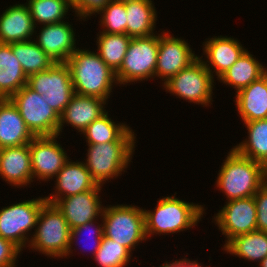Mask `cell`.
<instances>
[{"label":"cell","instance_id":"1","mask_svg":"<svg viewBox=\"0 0 267 267\" xmlns=\"http://www.w3.org/2000/svg\"><path fill=\"white\" fill-rule=\"evenodd\" d=\"M66 64L76 94L108 101L112 89L119 86L116 73L101 59L96 50L78 47Z\"/></svg>","mask_w":267,"mask_h":267},{"label":"cell","instance_id":"2","mask_svg":"<svg viewBox=\"0 0 267 267\" xmlns=\"http://www.w3.org/2000/svg\"><path fill=\"white\" fill-rule=\"evenodd\" d=\"M155 209H143L147 239L154 235H173L187 231L204 218L205 207L172 194L158 199ZM204 214V215H203Z\"/></svg>","mask_w":267,"mask_h":267},{"label":"cell","instance_id":"3","mask_svg":"<svg viewBox=\"0 0 267 267\" xmlns=\"http://www.w3.org/2000/svg\"><path fill=\"white\" fill-rule=\"evenodd\" d=\"M215 181L216 189L229 200L252 197L266 183L267 168L244 157L233 148L228 151Z\"/></svg>","mask_w":267,"mask_h":267},{"label":"cell","instance_id":"4","mask_svg":"<svg viewBox=\"0 0 267 267\" xmlns=\"http://www.w3.org/2000/svg\"><path fill=\"white\" fill-rule=\"evenodd\" d=\"M70 231L68 222L58 207L45 202L27 247L50 259L64 258L70 244Z\"/></svg>","mask_w":267,"mask_h":267},{"label":"cell","instance_id":"5","mask_svg":"<svg viewBox=\"0 0 267 267\" xmlns=\"http://www.w3.org/2000/svg\"><path fill=\"white\" fill-rule=\"evenodd\" d=\"M144 208L133 204L103 207L104 236L126 247L132 254L140 243L148 241L145 232Z\"/></svg>","mask_w":267,"mask_h":267},{"label":"cell","instance_id":"6","mask_svg":"<svg viewBox=\"0 0 267 267\" xmlns=\"http://www.w3.org/2000/svg\"><path fill=\"white\" fill-rule=\"evenodd\" d=\"M136 142H109L87 145L86 158L83 160L91 177L98 185H105L109 180L116 179L127 173Z\"/></svg>","mask_w":267,"mask_h":267},{"label":"cell","instance_id":"7","mask_svg":"<svg viewBox=\"0 0 267 267\" xmlns=\"http://www.w3.org/2000/svg\"><path fill=\"white\" fill-rule=\"evenodd\" d=\"M158 49L159 33L131 38L123 63L116 72L119 86L154 80Z\"/></svg>","mask_w":267,"mask_h":267},{"label":"cell","instance_id":"8","mask_svg":"<svg viewBox=\"0 0 267 267\" xmlns=\"http://www.w3.org/2000/svg\"><path fill=\"white\" fill-rule=\"evenodd\" d=\"M211 72L205 67L204 63L198 58L189 67L180 70L175 76L171 77L162 85L165 92H169L185 100L188 103L208 107L213 105V89L216 82ZM215 84V85H214Z\"/></svg>","mask_w":267,"mask_h":267},{"label":"cell","instance_id":"9","mask_svg":"<svg viewBox=\"0 0 267 267\" xmlns=\"http://www.w3.org/2000/svg\"><path fill=\"white\" fill-rule=\"evenodd\" d=\"M45 202V197L41 195L1 208L0 236L12 241L22 251L24 248L27 249L33 235L31 231L35 230L40 210Z\"/></svg>","mask_w":267,"mask_h":267},{"label":"cell","instance_id":"10","mask_svg":"<svg viewBox=\"0 0 267 267\" xmlns=\"http://www.w3.org/2000/svg\"><path fill=\"white\" fill-rule=\"evenodd\" d=\"M35 137L58 135L60 116L27 84L9 98Z\"/></svg>","mask_w":267,"mask_h":267},{"label":"cell","instance_id":"11","mask_svg":"<svg viewBox=\"0 0 267 267\" xmlns=\"http://www.w3.org/2000/svg\"><path fill=\"white\" fill-rule=\"evenodd\" d=\"M27 85L42 95L60 116L74 95L71 74L66 62H55L49 69L28 77Z\"/></svg>","mask_w":267,"mask_h":267},{"label":"cell","instance_id":"12","mask_svg":"<svg viewBox=\"0 0 267 267\" xmlns=\"http://www.w3.org/2000/svg\"><path fill=\"white\" fill-rule=\"evenodd\" d=\"M165 31L166 29L159 34V49L154 74V79H161L162 85L199 58L187 40L170 34L168 30Z\"/></svg>","mask_w":267,"mask_h":267},{"label":"cell","instance_id":"13","mask_svg":"<svg viewBox=\"0 0 267 267\" xmlns=\"http://www.w3.org/2000/svg\"><path fill=\"white\" fill-rule=\"evenodd\" d=\"M221 207L212 223L225 236V244L235 236L257 230V212L254 196L229 200Z\"/></svg>","mask_w":267,"mask_h":267},{"label":"cell","instance_id":"14","mask_svg":"<svg viewBox=\"0 0 267 267\" xmlns=\"http://www.w3.org/2000/svg\"><path fill=\"white\" fill-rule=\"evenodd\" d=\"M54 136L35 137L29 143L33 181H54L57 173L70 159L64 147Z\"/></svg>","mask_w":267,"mask_h":267},{"label":"cell","instance_id":"15","mask_svg":"<svg viewBox=\"0 0 267 267\" xmlns=\"http://www.w3.org/2000/svg\"><path fill=\"white\" fill-rule=\"evenodd\" d=\"M67 21L37 26L38 34L35 28L33 40L55 62H66L78 48L76 29Z\"/></svg>","mask_w":267,"mask_h":267},{"label":"cell","instance_id":"16","mask_svg":"<svg viewBox=\"0 0 267 267\" xmlns=\"http://www.w3.org/2000/svg\"><path fill=\"white\" fill-rule=\"evenodd\" d=\"M102 185L76 195L57 200L54 204L64 215L69 228L79 227L98 219L103 210L101 195ZM101 199V200H100Z\"/></svg>","mask_w":267,"mask_h":267},{"label":"cell","instance_id":"17","mask_svg":"<svg viewBox=\"0 0 267 267\" xmlns=\"http://www.w3.org/2000/svg\"><path fill=\"white\" fill-rule=\"evenodd\" d=\"M203 55L199 56L213 77L218 79L246 50L237 38L213 36L202 43ZM204 58V59H203Z\"/></svg>","mask_w":267,"mask_h":267},{"label":"cell","instance_id":"18","mask_svg":"<svg viewBox=\"0 0 267 267\" xmlns=\"http://www.w3.org/2000/svg\"><path fill=\"white\" fill-rule=\"evenodd\" d=\"M107 102L109 101L74 93L69 104L60 115L58 136L63 135L64 124L65 126L70 125L73 129L77 130V133L81 134L89 124L108 111L105 109L106 105H108Z\"/></svg>","mask_w":267,"mask_h":267},{"label":"cell","instance_id":"19","mask_svg":"<svg viewBox=\"0 0 267 267\" xmlns=\"http://www.w3.org/2000/svg\"><path fill=\"white\" fill-rule=\"evenodd\" d=\"M55 179L54 191L45 196L46 202L52 204L61 198L92 190L99 186L91 177L82 160L73 161L69 159L57 173Z\"/></svg>","mask_w":267,"mask_h":267},{"label":"cell","instance_id":"20","mask_svg":"<svg viewBox=\"0 0 267 267\" xmlns=\"http://www.w3.org/2000/svg\"><path fill=\"white\" fill-rule=\"evenodd\" d=\"M0 177L15 189L31 186L33 174L29 144L0 149Z\"/></svg>","mask_w":267,"mask_h":267},{"label":"cell","instance_id":"21","mask_svg":"<svg viewBox=\"0 0 267 267\" xmlns=\"http://www.w3.org/2000/svg\"><path fill=\"white\" fill-rule=\"evenodd\" d=\"M0 15V43L29 41L35 35V25L26 3H15Z\"/></svg>","mask_w":267,"mask_h":267},{"label":"cell","instance_id":"22","mask_svg":"<svg viewBox=\"0 0 267 267\" xmlns=\"http://www.w3.org/2000/svg\"><path fill=\"white\" fill-rule=\"evenodd\" d=\"M233 101L243 123L267 119V72L235 93Z\"/></svg>","mask_w":267,"mask_h":267},{"label":"cell","instance_id":"23","mask_svg":"<svg viewBox=\"0 0 267 267\" xmlns=\"http://www.w3.org/2000/svg\"><path fill=\"white\" fill-rule=\"evenodd\" d=\"M35 136L10 99H0V149L29 144Z\"/></svg>","mask_w":267,"mask_h":267},{"label":"cell","instance_id":"24","mask_svg":"<svg viewBox=\"0 0 267 267\" xmlns=\"http://www.w3.org/2000/svg\"><path fill=\"white\" fill-rule=\"evenodd\" d=\"M108 114V111L100 118L89 124L80 135H84L87 145L109 142H136V136L132 127L125 122L116 123ZM136 135V136H135Z\"/></svg>","mask_w":267,"mask_h":267},{"label":"cell","instance_id":"25","mask_svg":"<svg viewBox=\"0 0 267 267\" xmlns=\"http://www.w3.org/2000/svg\"><path fill=\"white\" fill-rule=\"evenodd\" d=\"M127 12L126 34L130 37H147L155 31L157 11L152 0H124ZM155 31V32H154Z\"/></svg>","mask_w":267,"mask_h":267},{"label":"cell","instance_id":"26","mask_svg":"<svg viewBox=\"0 0 267 267\" xmlns=\"http://www.w3.org/2000/svg\"><path fill=\"white\" fill-rule=\"evenodd\" d=\"M267 72V67L260 63L258 58L247 49L241 54L238 60L231 65L217 80L228 85L230 88L239 90L247 87Z\"/></svg>","mask_w":267,"mask_h":267},{"label":"cell","instance_id":"27","mask_svg":"<svg viewBox=\"0 0 267 267\" xmlns=\"http://www.w3.org/2000/svg\"><path fill=\"white\" fill-rule=\"evenodd\" d=\"M28 82L9 44L0 43V99H9Z\"/></svg>","mask_w":267,"mask_h":267},{"label":"cell","instance_id":"28","mask_svg":"<svg viewBox=\"0 0 267 267\" xmlns=\"http://www.w3.org/2000/svg\"><path fill=\"white\" fill-rule=\"evenodd\" d=\"M227 254L259 264L267 256V232L255 230L230 239L223 245Z\"/></svg>","mask_w":267,"mask_h":267},{"label":"cell","instance_id":"29","mask_svg":"<svg viewBox=\"0 0 267 267\" xmlns=\"http://www.w3.org/2000/svg\"><path fill=\"white\" fill-rule=\"evenodd\" d=\"M247 137L233 146L240 155L262 163L267 168V119L244 122Z\"/></svg>","mask_w":267,"mask_h":267},{"label":"cell","instance_id":"30","mask_svg":"<svg viewBox=\"0 0 267 267\" xmlns=\"http://www.w3.org/2000/svg\"><path fill=\"white\" fill-rule=\"evenodd\" d=\"M9 45L27 77L46 71L55 63L33 39L10 43Z\"/></svg>","mask_w":267,"mask_h":267},{"label":"cell","instance_id":"31","mask_svg":"<svg viewBox=\"0 0 267 267\" xmlns=\"http://www.w3.org/2000/svg\"><path fill=\"white\" fill-rule=\"evenodd\" d=\"M96 36L97 53L116 73L123 63L132 37L127 34H109L104 32H98Z\"/></svg>","mask_w":267,"mask_h":267},{"label":"cell","instance_id":"32","mask_svg":"<svg viewBox=\"0 0 267 267\" xmlns=\"http://www.w3.org/2000/svg\"><path fill=\"white\" fill-rule=\"evenodd\" d=\"M35 27L63 22L72 11L69 0H26ZM71 9V10H70Z\"/></svg>","mask_w":267,"mask_h":267},{"label":"cell","instance_id":"33","mask_svg":"<svg viewBox=\"0 0 267 267\" xmlns=\"http://www.w3.org/2000/svg\"><path fill=\"white\" fill-rule=\"evenodd\" d=\"M132 253L123 245L103 236L95 256H91L99 267H125L132 260Z\"/></svg>","mask_w":267,"mask_h":267},{"label":"cell","instance_id":"34","mask_svg":"<svg viewBox=\"0 0 267 267\" xmlns=\"http://www.w3.org/2000/svg\"><path fill=\"white\" fill-rule=\"evenodd\" d=\"M100 25L102 30L99 32L109 33V34H126V24H127V12L123 1L112 0L110 1L103 10H101Z\"/></svg>","mask_w":267,"mask_h":267},{"label":"cell","instance_id":"35","mask_svg":"<svg viewBox=\"0 0 267 267\" xmlns=\"http://www.w3.org/2000/svg\"><path fill=\"white\" fill-rule=\"evenodd\" d=\"M100 220H101L102 223L100 222ZM96 221L100 222V224L98 222H96ZM87 232H88L89 236H87L88 235V234H86ZM84 234H86V236L89 237V238H87ZM81 235H82V237L85 236L89 240L93 238L91 240V242L93 241L92 242L93 244L91 243L93 245V247L91 245V248L89 249V254H90V251H91V254L93 256H95L97 250L100 247V244H101V241L103 239V236H104L103 219H102V217L100 216L99 219H95V220L87 222V223H85V224H83V225H81L79 227L71 229V231H70V244H69V248H68V251L66 253V256L64 258H67V257L69 258V257L73 256L72 254L74 252H73L72 248H73V246L74 247L77 246L76 244H78L80 241L82 243V240L80 239ZM79 239H80V241L78 242ZM87 239H85V240L88 241ZM85 242H83L84 245H82L84 247L83 248L84 249L83 252H88L86 250H88L87 247H89V245H86ZM79 245L80 244H78V246ZM92 248H93V250H92ZM69 255H71V256H69Z\"/></svg>","mask_w":267,"mask_h":267},{"label":"cell","instance_id":"36","mask_svg":"<svg viewBox=\"0 0 267 267\" xmlns=\"http://www.w3.org/2000/svg\"><path fill=\"white\" fill-rule=\"evenodd\" d=\"M112 0H69L72 12L76 20L86 21V19L97 14Z\"/></svg>","mask_w":267,"mask_h":267},{"label":"cell","instance_id":"37","mask_svg":"<svg viewBox=\"0 0 267 267\" xmlns=\"http://www.w3.org/2000/svg\"><path fill=\"white\" fill-rule=\"evenodd\" d=\"M21 252L22 250L12 241L0 236V267H17L18 257L23 254Z\"/></svg>","mask_w":267,"mask_h":267},{"label":"cell","instance_id":"38","mask_svg":"<svg viewBox=\"0 0 267 267\" xmlns=\"http://www.w3.org/2000/svg\"><path fill=\"white\" fill-rule=\"evenodd\" d=\"M257 230L267 232V182L254 194Z\"/></svg>","mask_w":267,"mask_h":267},{"label":"cell","instance_id":"39","mask_svg":"<svg viewBox=\"0 0 267 267\" xmlns=\"http://www.w3.org/2000/svg\"><path fill=\"white\" fill-rule=\"evenodd\" d=\"M184 257V258H183ZM181 259L176 260H169L162 263L159 267H209V266H203L201 262H198L197 260H190L186 256H183Z\"/></svg>","mask_w":267,"mask_h":267},{"label":"cell","instance_id":"40","mask_svg":"<svg viewBox=\"0 0 267 267\" xmlns=\"http://www.w3.org/2000/svg\"><path fill=\"white\" fill-rule=\"evenodd\" d=\"M259 267H267V256L258 264Z\"/></svg>","mask_w":267,"mask_h":267}]
</instances>
